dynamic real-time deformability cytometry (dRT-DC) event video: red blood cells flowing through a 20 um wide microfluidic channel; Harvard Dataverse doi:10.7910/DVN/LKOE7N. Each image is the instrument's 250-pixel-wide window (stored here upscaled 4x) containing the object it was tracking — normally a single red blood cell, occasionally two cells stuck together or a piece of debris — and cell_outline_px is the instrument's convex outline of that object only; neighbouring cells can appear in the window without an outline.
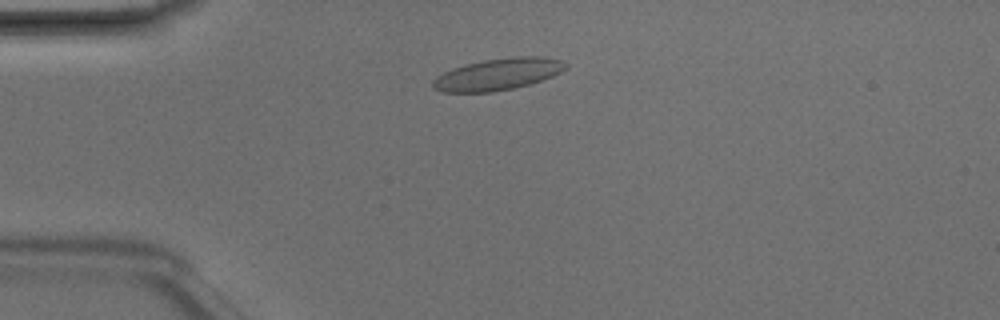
{"species": "Egyptian fruit bat (a non-hibernating species)", "species_latin": "Rousettus aegyptiacus", "temperature_condition": "room temperature", "stored_images_in_passage": 5, "camera_frame_rate_fps": 3000, "um_per_image_px": 0.085, "animal": {"sex": "male"}, "frame": {"image": 1, "passage_image": 3, "time_ms": 0.667, "image_size_px": [1000, 320], "cell_outline_px": [[568, 68], [552, 76], [528, 84], [512, 88], [492, 92], [440, 92], [432, 88], [432, 80], [436, 76], [452, 68], [484, 60], [512, 56], [544, 56], [560, 60], [568, 64]], "centroid_in_image_um": [42.31, 6.3], "position_along_channel_um": 42.7, "area_um2": 24.57}}